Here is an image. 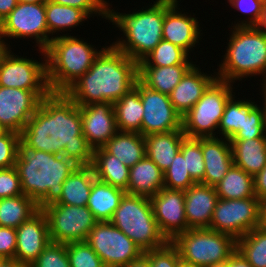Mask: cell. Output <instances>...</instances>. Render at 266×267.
<instances>
[{
	"mask_svg": "<svg viewBox=\"0 0 266 267\" xmlns=\"http://www.w3.org/2000/svg\"><path fill=\"white\" fill-rule=\"evenodd\" d=\"M20 135L28 147L63 155L78 166L93 162V149L82 134L80 107L65 93L43 98Z\"/></svg>",
	"mask_w": 266,
	"mask_h": 267,
	"instance_id": "cell-1",
	"label": "cell"
},
{
	"mask_svg": "<svg viewBox=\"0 0 266 267\" xmlns=\"http://www.w3.org/2000/svg\"><path fill=\"white\" fill-rule=\"evenodd\" d=\"M138 80V63L112 45L105 47L90 69L64 93L77 105L115 103Z\"/></svg>",
	"mask_w": 266,
	"mask_h": 267,
	"instance_id": "cell-2",
	"label": "cell"
},
{
	"mask_svg": "<svg viewBox=\"0 0 266 267\" xmlns=\"http://www.w3.org/2000/svg\"><path fill=\"white\" fill-rule=\"evenodd\" d=\"M77 166L63 155L30 148L20 140L14 167L23 194L37 204L38 210H42L60 199L63 182Z\"/></svg>",
	"mask_w": 266,
	"mask_h": 267,
	"instance_id": "cell-3",
	"label": "cell"
},
{
	"mask_svg": "<svg viewBox=\"0 0 266 267\" xmlns=\"http://www.w3.org/2000/svg\"><path fill=\"white\" fill-rule=\"evenodd\" d=\"M177 0H156L153 5H147L135 12L120 13L110 9L112 5L108 3V20L112 22L122 36L113 41L114 46L119 51L125 53L129 58L139 63L159 44L163 39V22L165 12ZM111 6V7H110Z\"/></svg>",
	"mask_w": 266,
	"mask_h": 267,
	"instance_id": "cell-4",
	"label": "cell"
},
{
	"mask_svg": "<svg viewBox=\"0 0 266 267\" xmlns=\"http://www.w3.org/2000/svg\"><path fill=\"white\" fill-rule=\"evenodd\" d=\"M100 50L77 36L56 35L44 50L47 81L52 93H64L92 66Z\"/></svg>",
	"mask_w": 266,
	"mask_h": 267,
	"instance_id": "cell-5",
	"label": "cell"
},
{
	"mask_svg": "<svg viewBox=\"0 0 266 267\" xmlns=\"http://www.w3.org/2000/svg\"><path fill=\"white\" fill-rule=\"evenodd\" d=\"M218 65L217 79L231 82L245 77H266V34L258 26H235Z\"/></svg>",
	"mask_w": 266,
	"mask_h": 267,
	"instance_id": "cell-6",
	"label": "cell"
},
{
	"mask_svg": "<svg viewBox=\"0 0 266 267\" xmlns=\"http://www.w3.org/2000/svg\"><path fill=\"white\" fill-rule=\"evenodd\" d=\"M110 222L143 252L163 247L168 242L158 229L150 197L125 193Z\"/></svg>",
	"mask_w": 266,
	"mask_h": 267,
	"instance_id": "cell-7",
	"label": "cell"
},
{
	"mask_svg": "<svg viewBox=\"0 0 266 267\" xmlns=\"http://www.w3.org/2000/svg\"><path fill=\"white\" fill-rule=\"evenodd\" d=\"M171 243L177 248L181 261L190 267H206L229 259L237 250V240L209 228L189 229Z\"/></svg>",
	"mask_w": 266,
	"mask_h": 267,
	"instance_id": "cell-8",
	"label": "cell"
},
{
	"mask_svg": "<svg viewBox=\"0 0 266 267\" xmlns=\"http://www.w3.org/2000/svg\"><path fill=\"white\" fill-rule=\"evenodd\" d=\"M231 82L216 79L182 117L186 137H215L227 101L234 95ZM217 130V132H216Z\"/></svg>",
	"mask_w": 266,
	"mask_h": 267,
	"instance_id": "cell-9",
	"label": "cell"
},
{
	"mask_svg": "<svg viewBox=\"0 0 266 267\" xmlns=\"http://www.w3.org/2000/svg\"><path fill=\"white\" fill-rule=\"evenodd\" d=\"M42 211L46 214L50 240L54 243L85 241L98 222L87 206L53 203Z\"/></svg>",
	"mask_w": 266,
	"mask_h": 267,
	"instance_id": "cell-10",
	"label": "cell"
},
{
	"mask_svg": "<svg viewBox=\"0 0 266 267\" xmlns=\"http://www.w3.org/2000/svg\"><path fill=\"white\" fill-rule=\"evenodd\" d=\"M106 267H124L144 252L110 221H98L85 240Z\"/></svg>",
	"mask_w": 266,
	"mask_h": 267,
	"instance_id": "cell-11",
	"label": "cell"
},
{
	"mask_svg": "<svg viewBox=\"0 0 266 267\" xmlns=\"http://www.w3.org/2000/svg\"><path fill=\"white\" fill-rule=\"evenodd\" d=\"M259 227V198L218 199L209 229L236 240Z\"/></svg>",
	"mask_w": 266,
	"mask_h": 267,
	"instance_id": "cell-12",
	"label": "cell"
},
{
	"mask_svg": "<svg viewBox=\"0 0 266 267\" xmlns=\"http://www.w3.org/2000/svg\"><path fill=\"white\" fill-rule=\"evenodd\" d=\"M2 36L6 39L33 38L39 49L45 50L51 42L46 23L45 2L20 3L1 21Z\"/></svg>",
	"mask_w": 266,
	"mask_h": 267,
	"instance_id": "cell-13",
	"label": "cell"
},
{
	"mask_svg": "<svg viewBox=\"0 0 266 267\" xmlns=\"http://www.w3.org/2000/svg\"><path fill=\"white\" fill-rule=\"evenodd\" d=\"M11 49L0 60V86L23 90H50L45 51L39 49L44 59L38 62L33 57L16 55Z\"/></svg>",
	"mask_w": 266,
	"mask_h": 267,
	"instance_id": "cell-14",
	"label": "cell"
},
{
	"mask_svg": "<svg viewBox=\"0 0 266 267\" xmlns=\"http://www.w3.org/2000/svg\"><path fill=\"white\" fill-rule=\"evenodd\" d=\"M143 104L141 134L167 133L182 128V116L177 112L167 94L149 89L139 80L134 86Z\"/></svg>",
	"mask_w": 266,
	"mask_h": 267,
	"instance_id": "cell-15",
	"label": "cell"
},
{
	"mask_svg": "<svg viewBox=\"0 0 266 267\" xmlns=\"http://www.w3.org/2000/svg\"><path fill=\"white\" fill-rule=\"evenodd\" d=\"M50 93L51 90H23L0 86V124L9 131L21 134L41 100Z\"/></svg>",
	"mask_w": 266,
	"mask_h": 267,
	"instance_id": "cell-16",
	"label": "cell"
},
{
	"mask_svg": "<svg viewBox=\"0 0 266 267\" xmlns=\"http://www.w3.org/2000/svg\"><path fill=\"white\" fill-rule=\"evenodd\" d=\"M150 200L158 229L168 242L190 229L185 216L184 191L163 187Z\"/></svg>",
	"mask_w": 266,
	"mask_h": 267,
	"instance_id": "cell-17",
	"label": "cell"
},
{
	"mask_svg": "<svg viewBox=\"0 0 266 267\" xmlns=\"http://www.w3.org/2000/svg\"><path fill=\"white\" fill-rule=\"evenodd\" d=\"M82 120V134L93 149L103 147L117 132L113 103L98 102L78 105Z\"/></svg>",
	"mask_w": 266,
	"mask_h": 267,
	"instance_id": "cell-18",
	"label": "cell"
},
{
	"mask_svg": "<svg viewBox=\"0 0 266 267\" xmlns=\"http://www.w3.org/2000/svg\"><path fill=\"white\" fill-rule=\"evenodd\" d=\"M15 259L29 267L51 242L46 214L38 210L16 228Z\"/></svg>",
	"mask_w": 266,
	"mask_h": 267,
	"instance_id": "cell-19",
	"label": "cell"
},
{
	"mask_svg": "<svg viewBox=\"0 0 266 267\" xmlns=\"http://www.w3.org/2000/svg\"><path fill=\"white\" fill-rule=\"evenodd\" d=\"M177 0L166 12L163 22V39L181 47L188 54L201 40L200 20L183 12ZM181 10V11H179ZM197 43V44H196Z\"/></svg>",
	"mask_w": 266,
	"mask_h": 267,
	"instance_id": "cell-20",
	"label": "cell"
},
{
	"mask_svg": "<svg viewBox=\"0 0 266 267\" xmlns=\"http://www.w3.org/2000/svg\"><path fill=\"white\" fill-rule=\"evenodd\" d=\"M199 67V65L194 64L169 94L172 105L182 117L217 79L216 71L210 75L201 72Z\"/></svg>",
	"mask_w": 266,
	"mask_h": 267,
	"instance_id": "cell-21",
	"label": "cell"
},
{
	"mask_svg": "<svg viewBox=\"0 0 266 267\" xmlns=\"http://www.w3.org/2000/svg\"><path fill=\"white\" fill-rule=\"evenodd\" d=\"M185 192V216L190 229L209 228L218 202L214 186L196 183Z\"/></svg>",
	"mask_w": 266,
	"mask_h": 267,
	"instance_id": "cell-22",
	"label": "cell"
},
{
	"mask_svg": "<svg viewBox=\"0 0 266 267\" xmlns=\"http://www.w3.org/2000/svg\"><path fill=\"white\" fill-rule=\"evenodd\" d=\"M205 173L200 182L215 186L234 164L231 142L222 137H202Z\"/></svg>",
	"mask_w": 266,
	"mask_h": 267,
	"instance_id": "cell-23",
	"label": "cell"
},
{
	"mask_svg": "<svg viewBox=\"0 0 266 267\" xmlns=\"http://www.w3.org/2000/svg\"><path fill=\"white\" fill-rule=\"evenodd\" d=\"M163 187V171L148 157L130 167L127 194L151 197Z\"/></svg>",
	"mask_w": 266,
	"mask_h": 267,
	"instance_id": "cell-24",
	"label": "cell"
},
{
	"mask_svg": "<svg viewBox=\"0 0 266 267\" xmlns=\"http://www.w3.org/2000/svg\"><path fill=\"white\" fill-rule=\"evenodd\" d=\"M185 137L182 128L167 133H153L144 136L146 157L164 172L171 166Z\"/></svg>",
	"mask_w": 266,
	"mask_h": 267,
	"instance_id": "cell-25",
	"label": "cell"
},
{
	"mask_svg": "<svg viewBox=\"0 0 266 267\" xmlns=\"http://www.w3.org/2000/svg\"><path fill=\"white\" fill-rule=\"evenodd\" d=\"M91 166L97 180L127 191L130 168L103 147L93 150Z\"/></svg>",
	"mask_w": 266,
	"mask_h": 267,
	"instance_id": "cell-26",
	"label": "cell"
},
{
	"mask_svg": "<svg viewBox=\"0 0 266 267\" xmlns=\"http://www.w3.org/2000/svg\"><path fill=\"white\" fill-rule=\"evenodd\" d=\"M234 165L255 176L266 165V137L230 140Z\"/></svg>",
	"mask_w": 266,
	"mask_h": 267,
	"instance_id": "cell-27",
	"label": "cell"
},
{
	"mask_svg": "<svg viewBox=\"0 0 266 267\" xmlns=\"http://www.w3.org/2000/svg\"><path fill=\"white\" fill-rule=\"evenodd\" d=\"M95 180V174L91 165L77 166L63 182L62 195L56 203L87 206L92 184Z\"/></svg>",
	"mask_w": 266,
	"mask_h": 267,
	"instance_id": "cell-28",
	"label": "cell"
},
{
	"mask_svg": "<svg viewBox=\"0 0 266 267\" xmlns=\"http://www.w3.org/2000/svg\"><path fill=\"white\" fill-rule=\"evenodd\" d=\"M193 65L138 67V80L151 90L169 95Z\"/></svg>",
	"mask_w": 266,
	"mask_h": 267,
	"instance_id": "cell-29",
	"label": "cell"
},
{
	"mask_svg": "<svg viewBox=\"0 0 266 267\" xmlns=\"http://www.w3.org/2000/svg\"><path fill=\"white\" fill-rule=\"evenodd\" d=\"M103 148L129 168L146 156L145 138L138 132L118 131Z\"/></svg>",
	"mask_w": 266,
	"mask_h": 267,
	"instance_id": "cell-30",
	"label": "cell"
},
{
	"mask_svg": "<svg viewBox=\"0 0 266 267\" xmlns=\"http://www.w3.org/2000/svg\"><path fill=\"white\" fill-rule=\"evenodd\" d=\"M126 192L112 185L95 180L87 207L98 221H110Z\"/></svg>",
	"mask_w": 266,
	"mask_h": 267,
	"instance_id": "cell-31",
	"label": "cell"
},
{
	"mask_svg": "<svg viewBox=\"0 0 266 267\" xmlns=\"http://www.w3.org/2000/svg\"><path fill=\"white\" fill-rule=\"evenodd\" d=\"M116 127L120 132H138L141 134L143 104L140 92L133 87L114 104Z\"/></svg>",
	"mask_w": 266,
	"mask_h": 267,
	"instance_id": "cell-32",
	"label": "cell"
},
{
	"mask_svg": "<svg viewBox=\"0 0 266 267\" xmlns=\"http://www.w3.org/2000/svg\"><path fill=\"white\" fill-rule=\"evenodd\" d=\"M214 187L220 199H244L256 196L254 176L234 164Z\"/></svg>",
	"mask_w": 266,
	"mask_h": 267,
	"instance_id": "cell-33",
	"label": "cell"
},
{
	"mask_svg": "<svg viewBox=\"0 0 266 267\" xmlns=\"http://www.w3.org/2000/svg\"><path fill=\"white\" fill-rule=\"evenodd\" d=\"M45 10L46 23L49 33L51 34V40L55 37L53 35L59 32H67L71 28H76L89 18V16L79 8L59 5L47 0L45 2Z\"/></svg>",
	"mask_w": 266,
	"mask_h": 267,
	"instance_id": "cell-34",
	"label": "cell"
},
{
	"mask_svg": "<svg viewBox=\"0 0 266 267\" xmlns=\"http://www.w3.org/2000/svg\"><path fill=\"white\" fill-rule=\"evenodd\" d=\"M38 211L37 204L27 195L0 199V226L17 228Z\"/></svg>",
	"mask_w": 266,
	"mask_h": 267,
	"instance_id": "cell-35",
	"label": "cell"
},
{
	"mask_svg": "<svg viewBox=\"0 0 266 267\" xmlns=\"http://www.w3.org/2000/svg\"><path fill=\"white\" fill-rule=\"evenodd\" d=\"M181 47L162 39L159 44L138 63V67H169L181 64H195Z\"/></svg>",
	"mask_w": 266,
	"mask_h": 267,
	"instance_id": "cell-36",
	"label": "cell"
},
{
	"mask_svg": "<svg viewBox=\"0 0 266 267\" xmlns=\"http://www.w3.org/2000/svg\"><path fill=\"white\" fill-rule=\"evenodd\" d=\"M237 250L253 267H266V228H255L238 238Z\"/></svg>",
	"mask_w": 266,
	"mask_h": 267,
	"instance_id": "cell-37",
	"label": "cell"
},
{
	"mask_svg": "<svg viewBox=\"0 0 266 267\" xmlns=\"http://www.w3.org/2000/svg\"><path fill=\"white\" fill-rule=\"evenodd\" d=\"M246 100V101H245ZM248 115V100L235 99V94L227 101L221 118L218 133L222 138L231 140L243 128L245 117Z\"/></svg>",
	"mask_w": 266,
	"mask_h": 267,
	"instance_id": "cell-38",
	"label": "cell"
},
{
	"mask_svg": "<svg viewBox=\"0 0 266 267\" xmlns=\"http://www.w3.org/2000/svg\"><path fill=\"white\" fill-rule=\"evenodd\" d=\"M180 152L185 158L186 170L189 171L191 178L200 183L204 178L205 164L202 154V137H185L181 142Z\"/></svg>",
	"mask_w": 266,
	"mask_h": 267,
	"instance_id": "cell-39",
	"label": "cell"
},
{
	"mask_svg": "<svg viewBox=\"0 0 266 267\" xmlns=\"http://www.w3.org/2000/svg\"><path fill=\"white\" fill-rule=\"evenodd\" d=\"M255 103L257 102L248 99V115L245 117L244 126L231 140H248L266 137L264 106Z\"/></svg>",
	"mask_w": 266,
	"mask_h": 267,
	"instance_id": "cell-40",
	"label": "cell"
},
{
	"mask_svg": "<svg viewBox=\"0 0 266 267\" xmlns=\"http://www.w3.org/2000/svg\"><path fill=\"white\" fill-rule=\"evenodd\" d=\"M164 187L168 189L185 191L196 182L191 178L189 171L186 170L185 158L179 151L174 157L171 166L164 172Z\"/></svg>",
	"mask_w": 266,
	"mask_h": 267,
	"instance_id": "cell-41",
	"label": "cell"
},
{
	"mask_svg": "<svg viewBox=\"0 0 266 267\" xmlns=\"http://www.w3.org/2000/svg\"><path fill=\"white\" fill-rule=\"evenodd\" d=\"M67 255L70 267H106L86 241L68 243Z\"/></svg>",
	"mask_w": 266,
	"mask_h": 267,
	"instance_id": "cell-42",
	"label": "cell"
},
{
	"mask_svg": "<svg viewBox=\"0 0 266 267\" xmlns=\"http://www.w3.org/2000/svg\"><path fill=\"white\" fill-rule=\"evenodd\" d=\"M227 3L245 16L249 15V17H246L248 19L232 23L233 26L231 25V27L258 26L266 7V0H227Z\"/></svg>",
	"mask_w": 266,
	"mask_h": 267,
	"instance_id": "cell-43",
	"label": "cell"
},
{
	"mask_svg": "<svg viewBox=\"0 0 266 267\" xmlns=\"http://www.w3.org/2000/svg\"><path fill=\"white\" fill-rule=\"evenodd\" d=\"M29 267H70L67 244L50 242Z\"/></svg>",
	"mask_w": 266,
	"mask_h": 267,
	"instance_id": "cell-44",
	"label": "cell"
},
{
	"mask_svg": "<svg viewBox=\"0 0 266 267\" xmlns=\"http://www.w3.org/2000/svg\"><path fill=\"white\" fill-rule=\"evenodd\" d=\"M150 267H181L183 265L177 248L167 242L163 247L145 251Z\"/></svg>",
	"mask_w": 266,
	"mask_h": 267,
	"instance_id": "cell-45",
	"label": "cell"
},
{
	"mask_svg": "<svg viewBox=\"0 0 266 267\" xmlns=\"http://www.w3.org/2000/svg\"><path fill=\"white\" fill-rule=\"evenodd\" d=\"M21 140L19 133L8 131L0 138V168L14 167Z\"/></svg>",
	"mask_w": 266,
	"mask_h": 267,
	"instance_id": "cell-46",
	"label": "cell"
},
{
	"mask_svg": "<svg viewBox=\"0 0 266 267\" xmlns=\"http://www.w3.org/2000/svg\"><path fill=\"white\" fill-rule=\"evenodd\" d=\"M59 5H67L83 10L89 17L101 16L108 20V2L106 0H47ZM98 14V15H97Z\"/></svg>",
	"mask_w": 266,
	"mask_h": 267,
	"instance_id": "cell-47",
	"label": "cell"
},
{
	"mask_svg": "<svg viewBox=\"0 0 266 267\" xmlns=\"http://www.w3.org/2000/svg\"><path fill=\"white\" fill-rule=\"evenodd\" d=\"M22 194L21 181L16 168H0V199Z\"/></svg>",
	"mask_w": 266,
	"mask_h": 267,
	"instance_id": "cell-48",
	"label": "cell"
},
{
	"mask_svg": "<svg viewBox=\"0 0 266 267\" xmlns=\"http://www.w3.org/2000/svg\"><path fill=\"white\" fill-rule=\"evenodd\" d=\"M16 239L15 228L0 226V259L15 258Z\"/></svg>",
	"mask_w": 266,
	"mask_h": 267,
	"instance_id": "cell-49",
	"label": "cell"
},
{
	"mask_svg": "<svg viewBox=\"0 0 266 267\" xmlns=\"http://www.w3.org/2000/svg\"><path fill=\"white\" fill-rule=\"evenodd\" d=\"M254 191L258 198L266 196V165L254 176Z\"/></svg>",
	"mask_w": 266,
	"mask_h": 267,
	"instance_id": "cell-50",
	"label": "cell"
},
{
	"mask_svg": "<svg viewBox=\"0 0 266 267\" xmlns=\"http://www.w3.org/2000/svg\"><path fill=\"white\" fill-rule=\"evenodd\" d=\"M228 267H253L244 256L236 250L228 259Z\"/></svg>",
	"mask_w": 266,
	"mask_h": 267,
	"instance_id": "cell-51",
	"label": "cell"
},
{
	"mask_svg": "<svg viewBox=\"0 0 266 267\" xmlns=\"http://www.w3.org/2000/svg\"><path fill=\"white\" fill-rule=\"evenodd\" d=\"M18 4V0H0V20L2 21Z\"/></svg>",
	"mask_w": 266,
	"mask_h": 267,
	"instance_id": "cell-52",
	"label": "cell"
},
{
	"mask_svg": "<svg viewBox=\"0 0 266 267\" xmlns=\"http://www.w3.org/2000/svg\"><path fill=\"white\" fill-rule=\"evenodd\" d=\"M259 227L266 228V196L259 198Z\"/></svg>",
	"mask_w": 266,
	"mask_h": 267,
	"instance_id": "cell-53",
	"label": "cell"
},
{
	"mask_svg": "<svg viewBox=\"0 0 266 267\" xmlns=\"http://www.w3.org/2000/svg\"><path fill=\"white\" fill-rule=\"evenodd\" d=\"M124 267H150L149 258L143 253L138 259L131 261Z\"/></svg>",
	"mask_w": 266,
	"mask_h": 267,
	"instance_id": "cell-54",
	"label": "cell"
},
{
	"mask_svg": "<svg viewBox=\"0 0 266 267\" xmlns=\"http://www.w3.org/2000/svg\"><path fill=\"white\" fill-rule=\"evenodd\" d=\"M0 267H27L17 261L15 258L0 259Z\"/></svg>",
	"mask_w": 266,
	"mask_h": 267,
	"instance_id": "cell-55",
	"label": "cell"
},
{
	"mask_svg": "<svg viewBox=\"0 0 266 267\" xmlns=\"http://www.w3.org/2000/svg\"><path fill=\"white\" fill-rule=\"evenodd\" d=\"M10 45L6 43L3 36L0 35V60L2 59L3 55L10 49Z\"/></svg>",
	"mask_w": 266,
	"mask_h": 267,
	"instance_id": "cell-56",
	"label": "cell"
},
{
	"mask_svg": "<svg viewBox=\"0 0 266 267\" xmlns=\"http://www.w3.org/2000/svg\"><path fill=\"white\" fill-rule=\"evenodd\" d=\"M258 27L266 34V7H265L261 22L258 25Z\"/></svg>",
	"mask_w": 266,
	"mask_h": 267,
	"instance_id": "cell-57",
	"label": "cell"
},
{
	"mask_svg": "<svg viewBox=\"0 0 266 267\" xmlns=\"http://www.w3.org/2000/svg\"><path fill=\"white\" fill-rule=\"evenodd\" d=\"M261 90H262L261 92L263 95L262 98H264V99H262V100H264V101H262V104L264 106V119H265V127H266V87H261Z\"/></svg>",
	"mask_w": 266,
	"mask_h": 267,
	"instance_id": "cell-58",
	"label": "cell"
},
{
	"mask_svg": "<svg viewBox=\"0 0 266 267\" xmlns=\"http://www.w3.org/2000/svg\"><path fill=\"white\" fill-rule=\"evenodd\" d=\"M206 267H228V259L223 260V261H218L213 264H210Z\"/></svg>",
	"mask_w": 266,
	"mask_h": 267,
	"instance_id": "cell-59",
	"label": "cell"
},
{
	"mask_svg": "<svg viewBox=\"0 0 266 267\" xmlns=\"http://www.w3.org/2000/svg\"><path fill=\"white\" fill-rule=\"evenodd\" d=\"M20 3H43L46 2V0H18Z\"/></svg>",
	"mask_w": 266,
	"mask_h": 267,
	"instance_id": "cell-60",
	"label": "cell"
},
{
	"mask_svg": "<svg viewBox=\"0 0 266 267\" xmlns=\"http://www.w3.org/2000/svg\"><path fill=\"white\" fill-rule=\"evenodd\" d=\"M9 130L0 124V138L3 137Z\"/></svg>",
	"mask_w": 266,
	"mask_h": 267,
	"instance_id": "cell-61",
	"label": "cell"
},
{
	"mask_svg": "<svg viewBox=\"0 0 266 267\" xmlns=\"http://www.w3.org/2000/svg\"><path fill=\"white\" fill-rule=\"evenodd\" d=\"M261 85L260 87H266V77L264 78L263 81H261Z\"/></svg>",
	"mask_w": 266,
	"mask_h": 267,
	"instance_id": "cell-62",
	"label": "cell"
},
{
	"mask_svg": "<svg viewBox=\"0 0 266 267\" xmlns=\"http://www.w3.org/2000/svg\"><path fill=\"white\" fill-rule=\"evenodd\" d=\"M0 35H2V22L0 20Z\"/></svg>",
	"mask_w": 266,
	"mask_h": 267,
	"instance_id": "cell-63",
	"label": "cell"
}]
</instances>
